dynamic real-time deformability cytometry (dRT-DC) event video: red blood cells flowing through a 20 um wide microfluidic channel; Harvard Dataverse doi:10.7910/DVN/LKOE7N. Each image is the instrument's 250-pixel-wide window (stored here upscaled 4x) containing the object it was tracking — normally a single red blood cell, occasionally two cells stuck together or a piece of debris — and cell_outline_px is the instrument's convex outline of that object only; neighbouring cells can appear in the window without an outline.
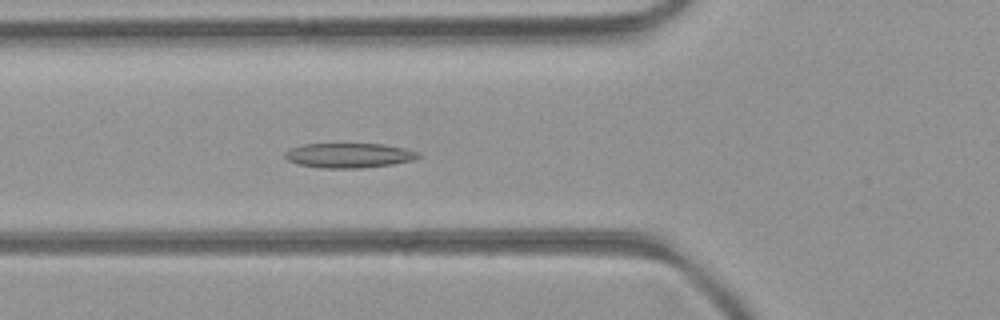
{"species": "common noctule bat (a hibernating species)", "species_latin": "Nyctalus noctula", "temperature_condition": "room temperature", "stored_images_in_passage": 44, "segment_of_instrument_passage": [1, 2], "camera_frame_rate_fps": 3000, "um_per_image_px": 0.085, "animal": {"sex": "female", "body_mass_g": 21.9}, "frame": {"image": 1, "passage_image": 11, "time_ms": 3.333, "image_size_px": [1000, 320], "cell_outline_px": [[420, 156], [412, 160], [392, 164], [360, 168], [320, 168], [296, 164], [288, 160], [284, 156], [284, 152], [288, 148], [304, 144], [384, 144], [404, 148], [416, 152]], "centroid_in_image_um": [29.58, 13.21], "position_along_channel_um": 96.2, "area_um2": 19.19}}
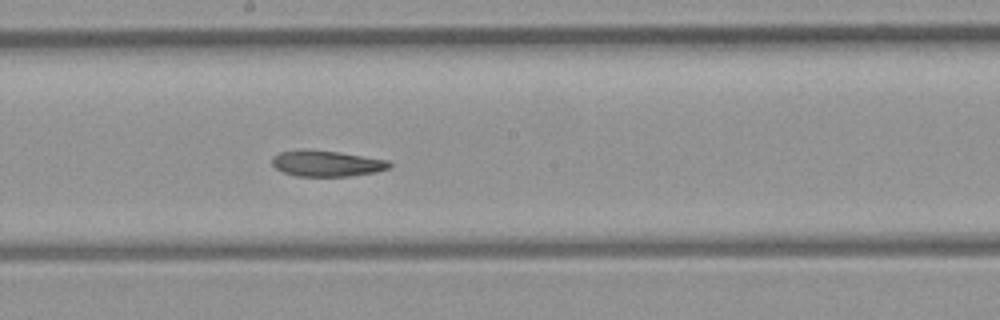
{"frame": {"image": 2, "passage_image": 20, "time_ms": 6.333, "image_size_px": [1000, 320], "cell_outline_px": [[392, 164], [388, 168], [376, 172], [348, 176], [296, 176], [284, 172], [276, 168], [272, 164], [272, 156], [280, 152], [300, 148], [308, 148], [340, 152], [388, 160]], "centroid_in_image_um": [27.73, 13.87], "position_along_channel_um": 220.5, "area_um2": 17.98}}
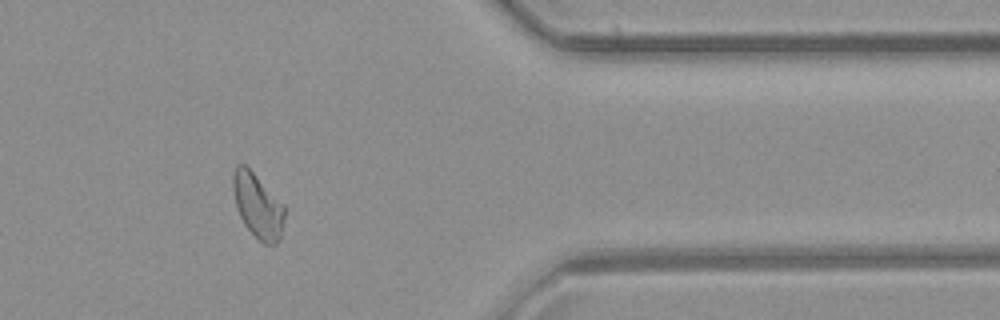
{"frame": {"image": 3, "passage_image": 34, "time_ms": 11.0, "image_size_px": [1000, 320], "cell_outline_px": [[284, 216], [280, 240], [276, 244], [264, 244], [244, 224], [236, 208], [232, 188], [232, 172], [236, 164], [244, 164], [284, 204]], "centroid_in_image_um": [21.88, 17.47], "position_along_channel_um": 389.5, "area_um2": 19.25}}